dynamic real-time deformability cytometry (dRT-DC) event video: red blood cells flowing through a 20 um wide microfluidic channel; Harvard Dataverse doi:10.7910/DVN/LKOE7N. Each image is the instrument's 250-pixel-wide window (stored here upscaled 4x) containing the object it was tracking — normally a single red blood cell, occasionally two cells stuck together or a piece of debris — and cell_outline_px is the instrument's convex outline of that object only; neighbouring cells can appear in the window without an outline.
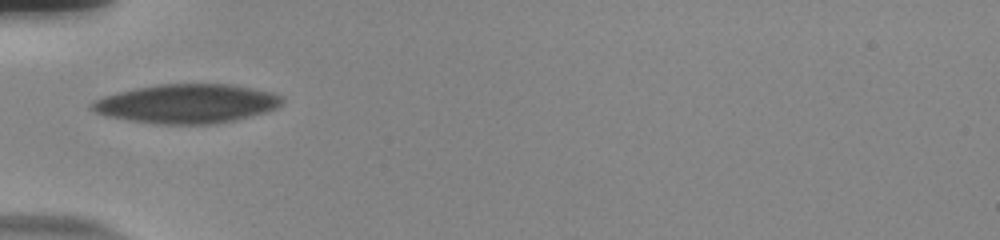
{"species": "human", "species_latin": "Homo sapiens", "temperature_condition": "room temperature", "stored_images_in_passage": 37, "camera_frame_rate_fps": 3000, "um_per_image_px": 0.085, "donor": {"sex": "male"}, "frame": {"image": 1, "passage_image": 1, "time_ms": 0.0, "image_size_px": [1000, 240], "cell_outline_px": [[284, 100], [276, 108], [264, 112], [232, 120], [212, 124], [156, 124], [128, 120], [104, 116], [88, 108], [88, 104], [92, 100], [104, 96], [136, 88], [160, 84], [232, 84], [272, 92], [280, 96]], "centroid_in_image_um": [15.81, 8.81], "position_along_channel_um": 69.2, "area_um2": 43.23}}
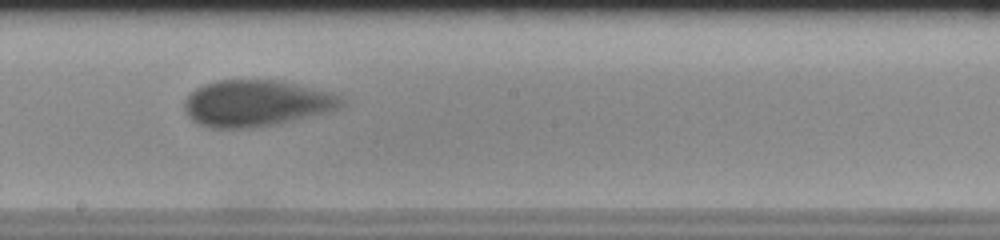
{"frame": {"image": 2, "passage_image": 14, "time_ms": 4.333, "image_size_px": [1000, 240], "cell_outline_px": [[344, 104], [336, 108], [312, 116], [276, 124], [244, 128], [212, 128], [200, 124], [192, 120], [184, 112], [184, 100], [196, 88], [204, 84], [216, 80], [280, 80], [332, 92], [340, 96], [344, 100]], "centroid_in_image_um": [21.76, 8.76], "position_along_channel_um": 226.4, "area_um2": 42.37}}
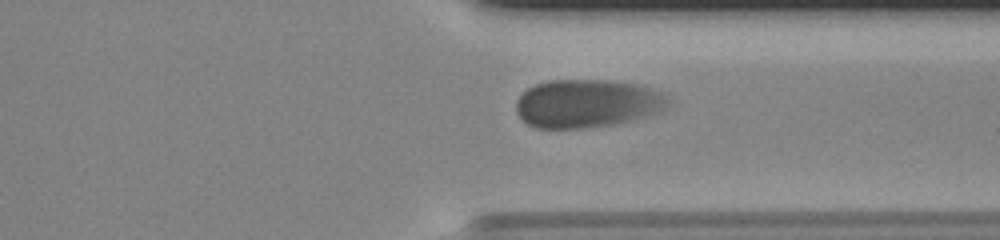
{"frame": {"image": 3, "passage_image": 25, "time_ms": 8.0, "image_size_px": [1000, 240], "cell_outline_px": [[668, 104], [660, 112], [636, 120], [616, 124], [584, 128], [536, 128], [528, 124], [516, 112], [516, 100], [528, 88], [536, 84], [548, 80], [616, 80], [640, 84], [660, 92], [668, 100]], "centroid_in_image_um": [49.92, 8.79], "position_along_channel_um": 361.5, "area_um2": 43.0}, "authors_computed_cell_mechanics": {"area_um2": 43.0032, "velocity_mm_per_s": 3.6678, "shape_relaxation_time_tau1_ms": 2.9582, "shape_relaxation_time_tau2_ms": null, "deformation_change_tau1": 0.1223, "deformation_change_tau2": null}}